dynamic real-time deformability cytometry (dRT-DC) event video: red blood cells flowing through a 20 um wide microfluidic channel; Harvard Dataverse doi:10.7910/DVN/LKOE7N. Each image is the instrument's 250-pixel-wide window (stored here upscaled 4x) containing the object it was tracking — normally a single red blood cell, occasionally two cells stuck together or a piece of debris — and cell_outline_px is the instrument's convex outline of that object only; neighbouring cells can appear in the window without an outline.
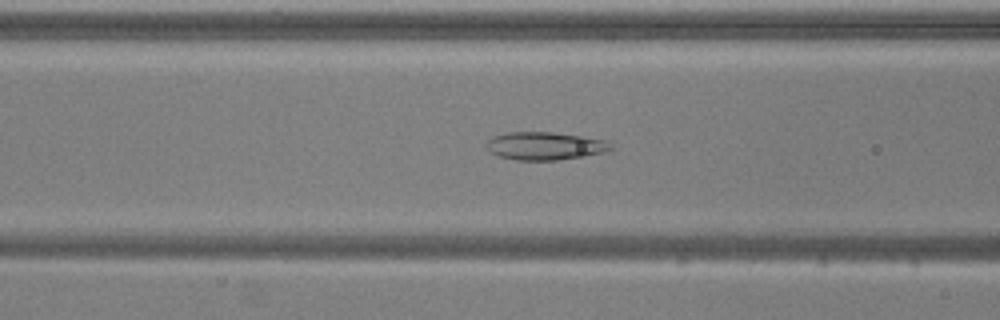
{"species": "common noctule bat (a hibernating species)", "species_latin": "Nyctalus noctula", "temperature_condition": "warm", "stored_images_in_passage": 50, "camera_frame_rate_fps": 3000, "um_per_image_px": 0.085, "animal": {"sex": "male", "body_mass_g": 20.5, "forearm_length_mm": 52.5}, "frame": {"image": 1, "passage_image": 18, "time_ms": 5.667, "image_size_px": [1000, 320], "cell_outline_px": [[612, 148], [608, 152], [584, 156], [556, 160], [516, 160], [496, 156], [488, 148], [488, 140], [492, 136], [508, 132], [552, 132], [608, 140], [612, 144]], "centroid_in_image_um": [46.36, 12.4], "position_along_channel_um": 120.2, "area_um2": 20.29}}
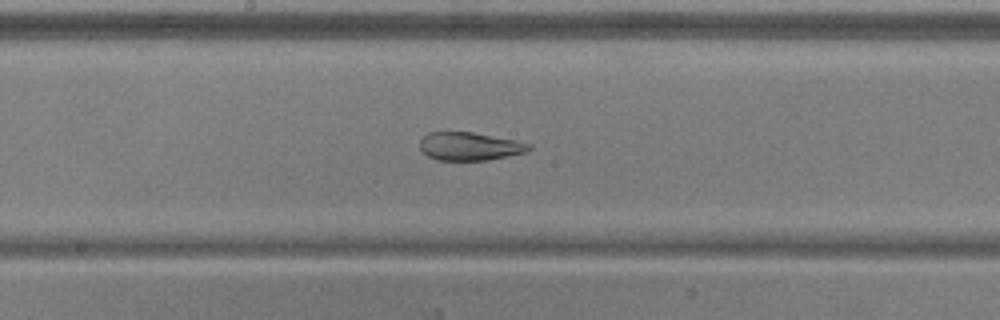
{"frame": {"image": 2, "passage_image": 25, "time_ms": 8.0, "image_size_px": [1000, 320], "cell_outline_px": [[532, 148], [524, 152], [488, 160], [436, 160], [428, 156], [420, 148], [420, 140], [428, 132], [472, 132], [516, 140], [532, 144]], "centroid_in_image_um": [39.92, 12.43], "position_along_channel_um": 208.3, "area_um2": 17.8}}
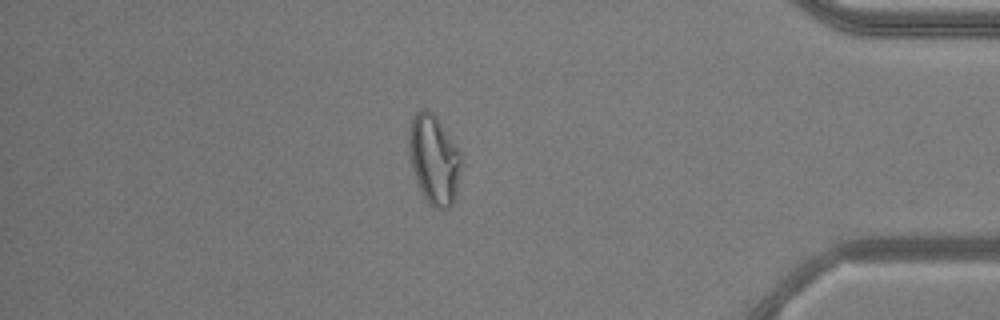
{"frame": {"image": 3, "passage_image": 43, "time_ms": 14.0, "image_size_px": [1000, 320], "cell_outline_px": [[460, 164], [456, 200], [448, 208], [440, 212], [428, 204], [416, 180], [412, 168], [408, 148], [408, 136], [412, 116], [420, 108], [424, 108], [432, 112], [436, 116], [460, 148]], "centroid_in_image_um": [36.89, 13.56], "position_along_channel_um": 398.3, "area_um2": 27.69}, "authors_computed_cell_mechanics": {"area_um2": 25.6054, "velocity_mm_per_s": 3.7626, "shape_relaxation_time_tau1_ms": null, "shape_relaxation_time_tau2_ms": 1.9858, "deformation_change_tau1": null, "deformation_change_tau2": 0.0629}}